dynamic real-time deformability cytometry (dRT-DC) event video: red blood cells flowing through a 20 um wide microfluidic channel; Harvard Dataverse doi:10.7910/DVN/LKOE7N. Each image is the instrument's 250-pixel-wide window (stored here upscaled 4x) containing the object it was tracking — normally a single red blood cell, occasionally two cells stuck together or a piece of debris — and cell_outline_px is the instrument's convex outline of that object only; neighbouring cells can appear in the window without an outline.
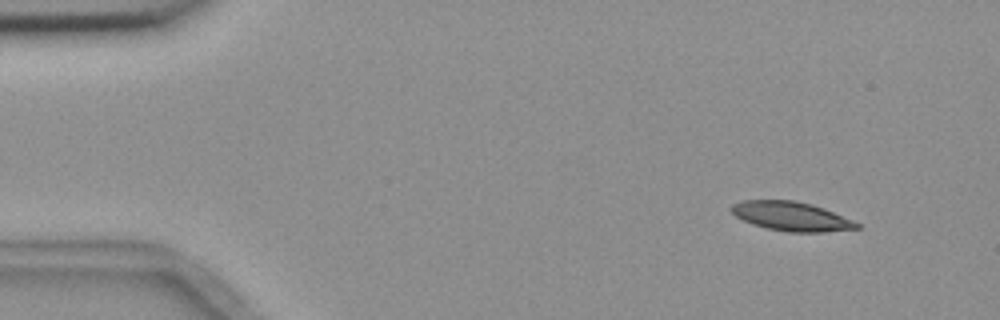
{"species": "common noctule bat (a hibernating species)", "species_latin": "Nyctalus noctula", "temperature_condition": "room temperature", "stored_images_in_passage": 4, "camera_frame_rate_fps": 3000, "um_per_image_px": 0.085, "animal": {"sex": "female", "body_mass_g": 18.4}, "frame": {"image": 1, "passage_image": 2, "time_ms": 1.333, "image_size_px": [1000, 320], "cell_outline_px": [[860, 228], [820, 232], [788, 232], [768, 228], [752, 224], [736, 216], [728, 208], [732, 204], [740, 200], [796, 200], [812, 204], [824, 208], [852, 220], [860, 224]], "centroid_in_image_um": [67.23, 18.37], "position_along_channel_um": 17.8, "area_um2": 21.27}}
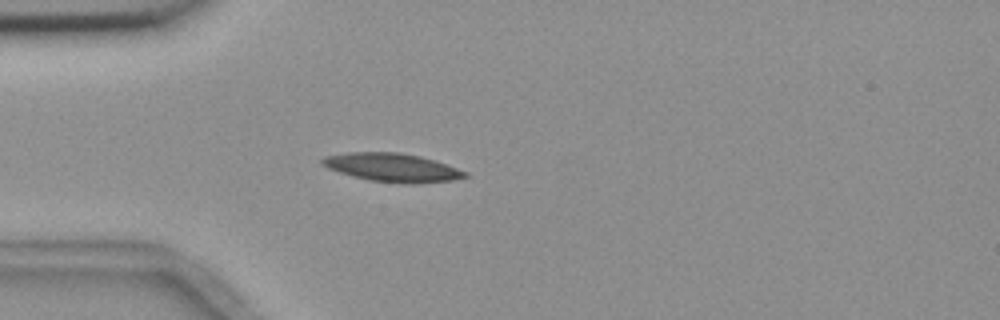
{"frame": {"image": 2, "passage_image": 4, "time_ms": 4.667, "image_size_px": [1000, 320], "cell_outline_px": [[468, 176], [452, 180], [416, 184], [404, 184], [368, 180], [352, 176], [328, 168], [320, 164], [320, 160], [324, 156], [348, 152], [400, 152], [420, 156], [468, 172]], "centroid_in_image_um": [33.3, 14.24], "position_along_channel_um": 51.7, "area_um2": 23.7}}